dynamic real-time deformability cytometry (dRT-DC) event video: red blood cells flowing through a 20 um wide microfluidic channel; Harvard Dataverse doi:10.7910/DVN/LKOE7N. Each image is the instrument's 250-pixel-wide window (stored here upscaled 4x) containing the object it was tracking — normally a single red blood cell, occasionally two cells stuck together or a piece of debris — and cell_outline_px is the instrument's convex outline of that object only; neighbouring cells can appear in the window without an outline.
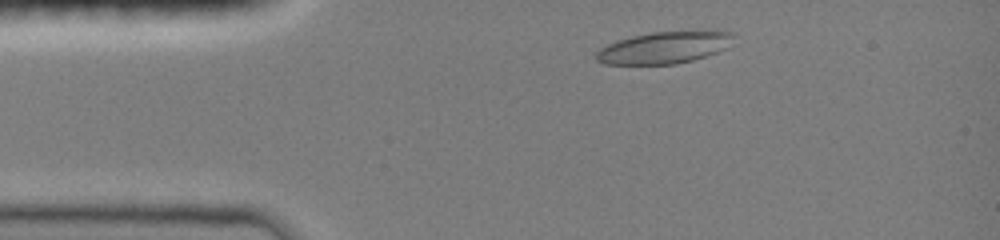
{"species": "common noctule bat (a hibernating species)", "species_latin": "Nyctalus noctula", "temperature_condition": "room temperature", "stored_images_in_passage": 4, "camera_frame_rate_fps": 3000, "um_per_image_px": 0.085, "animal": {"sex": "female", "body_mass_g": 19.0, "forearm_length_mm": 51.5}, "frame": {"image": 1, "passage_image": 1, "time_ms": 0.0, "image_size_px": [1000, 240], "cell_outline_px": [[732, 36], [728, 48], [692, 60], [676, 64], [604, 64], [596, 60], [596, 52], [600, 48], [616, 40], [648, 32], [700, 28], [716, 28], [732, 32]], "centroid_in_image_um": [56.53, 3.98], "position_along_channel_um": 28.5, "area_um2": 26.47}}